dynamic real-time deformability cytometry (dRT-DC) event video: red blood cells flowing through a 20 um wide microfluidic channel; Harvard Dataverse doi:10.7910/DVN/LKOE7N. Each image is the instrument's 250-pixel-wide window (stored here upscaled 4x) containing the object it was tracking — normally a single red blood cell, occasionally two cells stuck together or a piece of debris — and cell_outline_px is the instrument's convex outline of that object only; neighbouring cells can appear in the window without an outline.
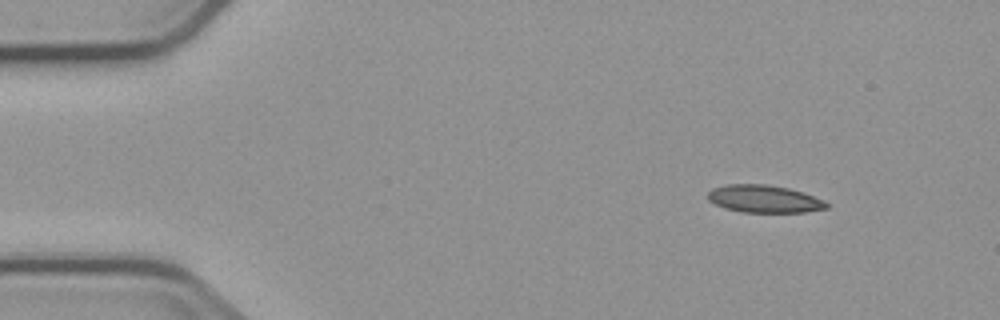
{"species": "common noctule bat (a hibernating species)", "species_latin": "Nyctalus noctula", "temperature_condition": "cold", "stored_images_in_passage": 5, "segment_of_instrument_passage": [1, 2], "camera_frame_rate_fps": 3000, "um_per_image_px": 0.085, "animal": {"sex": "male", "body_mass_g": 23.1, "forearm_length_mm": 52.7}, "frame": {"image": 1, "passage_image": 1, "time_ms": 0.0, "image_size_px": [1000, 320], "cell_outline_px": [[828, 208], [804, 212], [740, 212], [724, 208], [708, 200], [708, 192], [712, 188], [728, 184], [764, 184], [788, 188], [824, 200], [828, 204]], "centroid_in_image_um": [64.92, 16.91], "position_along_channel_um": 20.1, "area_um2": 18.9}}